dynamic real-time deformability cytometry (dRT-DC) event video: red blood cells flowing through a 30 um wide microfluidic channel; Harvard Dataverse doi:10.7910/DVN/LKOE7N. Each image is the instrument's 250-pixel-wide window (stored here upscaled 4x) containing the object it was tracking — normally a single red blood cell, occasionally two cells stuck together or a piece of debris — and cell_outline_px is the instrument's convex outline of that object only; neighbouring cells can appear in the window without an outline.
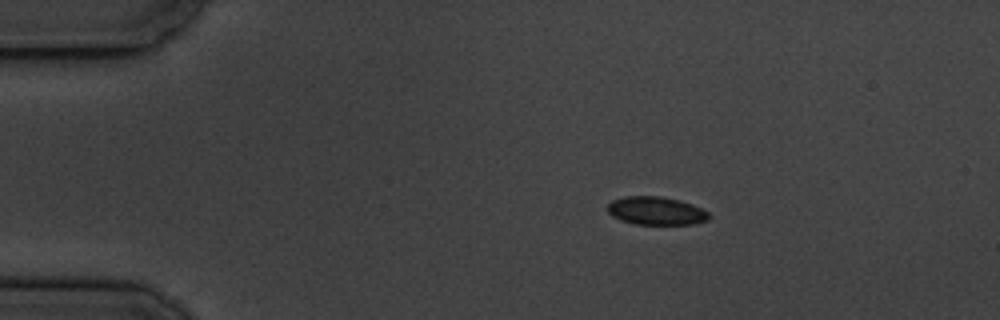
{"species": "common noctule bat (a hibernating species)", "species_latin": "Nyctalus noctula", "temperature_condition": "cold", "stored_images_in_passage": 6, "camera_frame_rate_fps": 3000, "um_per_image_px": 0.085, "animal": {"sex": "male", "body_mass_g": 19.5, "forearm_length_mm": 54.6}, "frame": {"image": 1, "passage_image": 1, "time_ms": 0.0, "image_size_px": [1000, 320], "cell_outline_px": [[712, 216], [708, 220], [696, 224], [636, 224], [620, 220], [612, 216], [608, 212], [608, 204], [612, 200], [624, 196], [660, 196], [680, 200], [692, 204], [708, 212]], "centroid_in_image_um": [55.78, 17.92], "position_along_channel_um": 29.2, "area_um2": 16.76}}